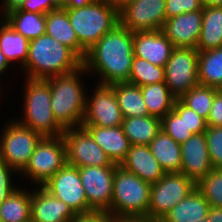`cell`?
Here are the masks:
<instances>
[{"mask_svg": "<svg viewBox=\"0 0 222 222\" xmlns=\"http://www.w3.org/2000/svg\"><path fill=\"white\" fill-rule=\"evenodd\" d=\"M217 92V88L199 84L189 90L179 100L207 120Z\"/></svg>", "mask_w": 222, "mask_h": 222, "instance_id": "cell-35", "label": "cell"}, {"mask_svg": "<svg viewBox=\"0 0 222 222\" xmlns=\"http://www.w3.org/2000/svg\"><path fill=\"white\" fill-rule=\"evenodd\" d=\"M203 7L222 6V0H202Z\"/></svg>", "mask_w": 222, "mask_h": 222, "instance_id": "cell-49", "label": "cell"}, {"mask_svg": "<svg viewBox=\"0 0 222 222\" xmlns=\"http://www.w3.org/2000/svg\"><path fill=\"white\" fill-rule=\"evenodd\" d=\"M115 9L118 11L123 8L128 3H131L134 0H107Z\"/></svg>", "mask_w": 222, "mask_h": 222, "instance_id": "cell-48", "label": "cell"}, {"mask_svg": "<svg viewBox=\"0 0 222 222\" xmlns=\"http://www.w3.org/2000/svg\"><path fill=\"white\" fill-rule=\"evenodd\" d=\"M195 188L196 184L184 174L166 173L151 184L148 219L160 221Z\"/></svg>", "mask_w": 222, "mask_h": 222, "instance_id": "cell-9", "label": "cell"}, {"mask_svg": "<svg viewBox=\"0 0 222 222\" xmlns=\"http://www.w3.org/2000/svg\"><path fill=\"white\" fill-rule=\"evenodd\" d=\"M196 188L211 207L222 208V169H212Z\"/></svg>", "mask_w": 222, "mask_h": 222, "instance_id": "cell-36", "label": "cell"}, {"mask_svg": "<svg viewBox=\"0 0 222 222\" xmlns=\"http://www.w3.org/2000/svg\"><path fill=\"white\" fill-rule=\"evenodd\" d=\"M151 184L120 165L113 177L111 216L119 219H148Z\"/></svg>", "mask_w": 222, "mask_h": 222, "instance_id": "cell-5", "label": "cell"}, {"mask_svg": "<svg viewBox=\"0 0 222 222\" xmlns=\"http://www.w3.org/2000/svg\"><path fill=\"white\" fill-rule=\"evenodd\" d=\"M45 33L85 59L87 50L79 43L65 9L57 8L46 14Z\"/></svg>", "mask_w": 222, "mask_h": 222, "instance_id": "cell-22", "label": "cell"}, {"mask_svg": "<svg viewBox=\"0 0 222 222\" xmlns=\"http://www.w3.org/2000/svg\"><path fill=\"white\" fill-rule=\"evenodd\" d=\"M65 164V143L62 135L42 137L19 177L26 185L32 182L31 187L43 186Z\"/></svg>", "mask_w": 222, "mask_h": 222, "instance_id": "cell-8", "label": "cell"}, {"mask_svg": "<svg viewBox=\"0 0 222 222\" xmlns=\"http://www.w3.org/2000/svg\"><path fill=\"white\" fill-rule=\"evenodd\" d=\"M11 66L12 65L7 61L4 53L0 49V89H2V91H4L6 88H2V87H4L3 86L4 83H3V81L1 82V79L5 81V79L7 77L6 75L8 74L7 70H9L11 68L12 70H10V71H13V69H15V67L13 68ZM3 74H6V75H3ZM3 76H5L4 77L5 79L2 78Z\"/></svg>", "mask_w": 222, "mask_h": 222, "instance_id": "cell-45", "label": "cell"}, {"mask_svg": "<svg viewBox=\"0 0 222 222\" xmlns=\"http://www.w3.org/2000/svg\"><path fill=\"white\" fill-rule=\"evenodd\" d=\"M199 51L190 47H174L165 64V84L176 99H180L198 81Z\"/></svg>", "mask_w": 222, "mask_h": 222, "instance_id": "cell-10", "label": "cell"}, {"mask_svg": "<svg viewBox=\"0 0 222 222\" xmlns=\"http://www.w3.org/2000/svg\"><path fill=\"white\" fill-rule=\"evenodd\" d=\"M23 2L24 0H0V17L19 9Z\"/></svg>", "mask_w": 222, "mask_h": 222, "instance_id": "cell-44", "label": "cell"}, {"mask_svg": "<svg viewBox=\"0 0 222 222\" xmlns=\"http://www.w3.org/2000/svg\"><path fill=\"white\" fill-rule=\"evenodd\" d=\"M120 166L150 184L158 182L166 174L147 145H130Z\"/></svg>", "mask_w": 222, "mask_h": 222, "instance_id": "cell-20", "label": "cell"}, {"mask_svg": "<svg viewBox=\"0 0 222 222\" xmlns=\"http://www.w3.org/2000/svg\"><path fill=\"white\" fill-rule=\"evenodd\" d=\"M211 208L202 193L195 188L174 206L159 222H200Z\"/></svg>", "mask_w": 222, "mask_h": 222, "instance_id": "cell-23", "label": "cell"}, {"mask_svg": "<svg viewBox=\"0 0 222 222\" xmlns=\"http://www.w3.org/2000/svg\"><path fill=\"white\" fill-rule=\"evenodd\" d=\"M19 176V173L15 169L0 158V204L6 200L17 188L22 186L23 183H21V180L19 182ZM15 181L21 185L15 184Z\"/></svg>", "mask_w": 222, "mask_h": 222, "instance_id": "cell-38", "label": "cell"}, {"mask_svg": "<svg viewBox=\"0 0 222 222\" xmlns=\"http://www.w3.org/2000/svg\"><path fill=\"white\" fill-rule=\"evenodd\" d=\"M203 9L202 0H166V20L185 12Z\"/></svg>", "mask_w": 222, "mask_h": 222, "instance_id": "cell-39", "label": "cell"}, {"mask_svg": "<svg viewBox=\"0 0 222 222\" xmlns=\"http://www.w3.org/2000/svg\"><path fill=\"white\" fill-rule=\"evenodd\" d=\"M133 57V33L118 24L87 50L83 66L96 84L128 82Z\"/></svg>", "mask_w": 222, "mask_h": 222, "instance_id": "cell-1", "label": "cell"}, {"mask_svg": "<svg viewBox=\"0 0 222 222\" xmlns=\"http://www.w3.org/2000/svg\"><path fill=\"white\" fill-rule=\"evenodd\" d=\"M9 116L0 129V158L19 174L29 160L42 136ZM12 118V119H11Z\"/></svg>", "mask_w": 222, "mask_h": 222, "instance_id": "cell-7", "label": "cell"}, {"mask_svg": "<svg viewBox=\"0 0 222 222\" xmlns=\"http://www.w3.org/2000/svg\"><path fill=\"white\" fill-rule=\"evenodd\" d=\"M115 92L123 118L149 115L141 87L128 82L109 85Z\"/></svg>", "mask_w": 222, "mask_h": 222, "instance_id": "cell-29", "label": "cell"}, {"mask_svg": "<svg viewBox=\"0 0 222 222\" xmlns=\"http://www.w3.org/2000/svg\"><path fill=\"white\" fill-rule=\"evenodd\" d=\"M57 8H62V0H51Z\"/></svg>", "mask_w": 222, "mask_h": 222, "instance_id": "cell-51", "label": "cell"}, {"mask_svg": "<svg viewBox=\"0 0 222 222\" xmlns=\"http://www.w3.org/2000/svg\"><path fill=\"white\" fill-rule=\"evenodd\" d=\"M114 218L106 212L76 214L70 222H112Z\"/></svg>", "mask_w": 222, "mask_h": 222, "instance_id": "cell-43", "label": "cell"}, {"mask_svg": "<svg viewBox=\"0 0 222 222\" xmlns=\"http://www.w3.org/2000/svg\"><path fill=\"white\" fill-rule=\"evenodd\" d=\"M43 187L57 199L65 202L75 214L94 212L88 205L87 196L76 166L66 163Z\"/></svg>", "mask_w": 222, "mask_h": 222, "instance_id": "cell-14", "label": "cell"}, {"mask_svg": "<svg viewBox=\"0 0 222 222\" xmlns=\"http://www.w3.org/2000/svg\"><path fill=\"white\" fill-rule=\"evenodd\" d=\"M5 92H6V91L3 92L2 90H0V99H1V101H2V102H1L2 104H3V99H2L1 97H2V96L7 97V96H5V94H7V93H5ZM2 93H4V95H3ZM1 95H2V96H1ZM1 103H0V104H1Z\"/></svg>", "mask_w": 222, "mask_h": 222, "instance_id": "cell-52", "label": "cell"}, {"mask_svg": "<svg viewBox=\"0 0 222 222\" xmlns=\"http://www.w3.org/2000/svg\"><path fill=\"white\" fill-rule=\"evenodd\" d=\"M118 165L85 166L78 168L88 205L95 212L111 215L113 177Z\"/></svg>", "mask_w": 222, "mask_h": 222, "instance_id": "cell-13", "label": "cell"}, {"mask_svg": "<svg viewBox=\"0 0 222 222\" xmlns=\"http://www.w3.org/2000/svg\"><path fill=\"white\" fill-rule=\"evenodd\" d=\"M222 47V6L203 7L200 37L196 46L199 52Z\"/></svg>", "mask_w": 222, "mask_h": 222, "instance_id": "cell-28", "label": "cell"}, {"mask_svg": "<svg viewBox=\"0 0 222 222\" xmlns=\"http://www.w3.org/2000/svg\"><path fill=\"white\" fill-rule=\"evenodd\" d=\"M204 133L212 168L222 169V126H208Z\"/></svg>", "mask_w": 222, "mask_h": 222, "instance_id": "cell-37", "label": "cell"}, {"mask_svg": "<svg viewBox=\"0 0 222 222\" xmlns=\"http://www.w3.org/2000/svg\"><path fill=\"white\" fill-rule=\"evenodd\" d=\"M75 215L65 202L57 199L43 186L31 187L32 222H70Z\"/></svg>", "mask_w": 222, "mask_h": 222, "instance_id": "cell-18", "label": "cell"}, {"mask_svg": "<svg viewBox=\"0 0 222 222\" xmlns=\"http://www.w3.org/2000/svg\"><path fill=\"white\" fill-rule=\"evenodd\" d=\"M124 134L130 145H149L161 130V119L154 116L124 118L122 122Z\"/></svg>", "mask_w": 222, "mask_h": 222, "instance_id": "cell-27", "label": "cell"}, {"mask_svg": "<svg viewBox=\"0 0 222 222\" xmlns=\"http://www.w3.org/2000/svg\"><path fill=\"white\" fill-rule=\"evenodd\" d=\"M208 126H222V94H215L211 110L207 118Z\"/></svg>", "mask_w": 222, "mask_h": 222, "instance_id": "cell-42", "label": "cell"}, {"mask_svg": "<svg viewBox=\"0 0 222 222\" xmlns=\"http://www.w3.org/2000/svg\"><path fill=\"white\" fill-rule=\"evenodd\" d=\"M200 222H209V219H208V217H206V218L201 219Z\"/></svg>", "mask_w": 222, "mask_h": 222, "instance_id": "cell-53", "label": "cell"}, {"mask_svg": "<svg viewBox=\"0 0 222 222\" xmlns=\"http://www.w3.org/2000/svg\"><path fill=\"white\" fill-rule=\"evenodd\" d=\"M89 88L86 94V109L82 125L100 127L122 126L124 118L114 90L109 85L96 83L91 86L92 90Z\"/></svg>", "mask_w": 222, "mask_h": 222, "instance_id": "cell-12", "label": "cell"}, {"mask_svg": "<svg viewBox=\"0 0 222 222\" xmlns=\"http://www.w3.org/2000/svg\"><path fill=\"white\" fill-rule=\"evenodd\" d=\"M197 70L200 85L219 89L222 86V47L199 52Z\"/></svg>", "mask_w": 222, "mask_h": 222, "instance_id": "cell-32", "label": "cell"}, {"mask_svg": "<svg viewBox=\"0 0 222 222\" xmlns=\"http://www.w3.org/2000/svg\"><path fill=\"white\" fill-rule=\"evenodd\" d=\"M94 141L103 149L112 163L120 165L125 159L130 143L122 126H84Z\"/></svg>", "mask_w": 222, "mask_h": 222, "instance_id": "cell-21", "label": "cell"}, {"mask_svg": "<svg viewBox=\"0 0 222 222\" xmlns=\"http://www.w3.org/2000/svg\"><path fill=\"white\" fill-rule=\"evenodd\" d=\"M173 49L162 29L133 33L134 56L153 65L165 67Z\"/></svg>", "mask_w": 222, "mask_h": 222, "instance_id": "cell-19", "label": "cell"}, {"mask_svg": "<svg viewBox=\"0 0 222 222\" xmlns=\"http://www.w3.org/2000/svg\"><path fill=\"white\" fill-rule=\"evenodd\" d=\"M24 79L22 83L23 93L22 108L16 117L20 124L33 129L42 137L61 136L64 128L57 122L51 108V90L46 79ZM18 116V117H17ZM20 117V118H19Z\"/></svg>", "mask_w": 222, "mask_h": 222, "instance_id": "cell-4", "label": "cell"}, {"mask_svg": "<svg viewBox=\"0 0 222 222\" xmlns=\"http://www.w3.org/2000/svg\"><path fill=\"white\" fill-rule=\"evenodd\" d=\"M57 7L51 0H24L21 7L17 10L27 11L31 13L48 14Z\"/></svg>", "mask_w": 222, "mask_h": 222, "instance_id": "cell-41", "label": "cell"}, {"mask_svg": "<svg viewBox=\"0 0 222 222\" xmlns=\"http://www.w3.org/2000/svg\"><path fill=\"white\" fill-rule=\"evenodd\" d=\"M112 222H125V219L113 220Z\"/></svg>", "mask_w": 222, "mask_h": 222, "instance_id": "cell-54", "label": "cell"}, {"mask_svg": "<svg viewBox=\"0 0 222 222\" xmlns=\"http://www.w3.org/2000/svg\"><path fill=\"white\" fill-rule=\"evenodd\" d=\"M218 91L222 94V86L218 89Z\"/></svg>", "mask_w": 222, "mask_h": 222, "instance_id": "cell-55", "label": "cell"}, {"mask_svg": "<svg viewBox=\"0 0 222 222\" xmlns=\"http://www.w3.org/2000/svg\"><path fill=\"white\" fill-rule=\"evenodd\" d=\"M207 217L209 222H222V208L211 207Z\"/></svg>", "mask_w": 222, "mask_h": 222, "instance_id": "cell-47", "label": "cell"}, {"mask_svg": "<svg viewBox=\"0 0 222 222\" xmlns=\"http://www.w3.org/2000/svg\"><path fill=\"white\" fill-rule=\"evenodd\" d=\"M83 77H90L84 66L68 74L46 78L51 90L53 115L64 129L82 125L88 91Z\"/></svg>", "mask_w": 222, "mask_h": 222, "instance_id": "cell-3", "label": "cell"}, {"mask_svg": "<svg viewBox=\"0 0 222 222\" xmlns=\"http://www.w3.org/2000/svg\"><path fill=\"white\" fill-rule=\"evenodd\" d=\"M180 146L181 173L197 185L213 169L208 155L205 133L193 134Z\"/></svg>", "mask_w": 222, "mask_h": 222, "instance_id": "cell-16", "label": "cell"}, {"mask_svg": "<svg viewBox=\"0 0 222 222\" xmlns=\"http://www.w3.org/2000/svg\"><path fill=\"white\" fill-rule=\"evenodd\" d=\"M82 66L83 60L73 50L45 33L30 40L26 63L18 72L25 78L46 79L71 73Z\"/></svg>", "mask_w": 222, "mask_h": 222, "instance_id": "cell-2", "label": "cell"}, {"mask_svg": "<svg viewBox=\"0 0 222 222\" xmlns=\"http://www.w3.org/2000/svg\"><path fill=\"white\" fill-rule=\"evenodd\" d=\"M24 185L0 204V222L31 221V189Z\"/></svg>", "mask_w": 222, "mask_h": 222, "instance_id": "cell-26", "label": "cell"}, {"mask_svg": "<svg viewBox=\"0 0 222 222\" xmlns=\"http://www.w3.org/2000/svg\"><path fill=\"white\" fill-rule=\"evenodd\" d=\"M203 19V9L185 12L165 21L163 33L174 47L196 49Z\"/></svg>", "mask_w": 222, "mask_h": 222, "instance_id": "cell-17", "label": "cell"}, {"mask_svg": "<svg viewBox=\"0 0 222 222\" xmlns=\"http://www.w3.org/2000/svg\"><path fill=\"white\" fill-rule=\"evenodd\" d=\"M79 43L88 50L119 24V11L107 0H94L81 8H66Z\"/></svg>", "mask_w": 222, "mask_h": 222, "instance_id": "cell-6", "label": "cell"}, {"mask_svg": "<svg viewBox=\"0 0 222 222\" xmlns=\"http://www.w3.org/2000/svg\"><path fill=\"white\" fill-rule=\"evenodd\" d=\"M62 138L65 143L66 163L78 168L112 164L83 125L66 128Z\"/></svg>", "mask_w": 222, "mask_h": 222, "instance_id": "cell-11", "label": "cell"}, {"mask_svg": "<svg viewBox=\"0 0 222 222\" xmlns=\"http://www.w3.org/2000/svg\"><path fill=\"white\" fill-rule=\"evenodd\" d=\"M141 93L150 116L162 119L173 110L176 98L165 82L142 86Z\"/></svg>", "mask_w": 222, "mask_h": 222, "instance_id": "cell-30", "label": "cell"}, {"mask_svg": "<svg viewBox=\"0 0 222 222\" xmlns=\"http://www.w3.org/2000/svg\"><path fill=\"white\" fill-rule=\"evenodd\" d=\"M160 82H165V67L153 65L139 57H133L128 83L142 87Z\"/></svg>", "mask_w": 222, "mask_h": 222, "instance_id": "cell-34", "label": "cell"}, {"mask_svg": "<svg viewBox=\"0 0 222 222\" xmlns=\"http://www.w3.org/2000/svg\"><path fill=\"white\" fill-rule=\"evenodd\" d=\"M93 1L94 0H62V9L85 7Z\"/></svg>", "mask_w": 222, "mask_h": 222, "instance_id": "cell-46", "label": "cell"}, {"mask_svg": "<svg viewBox=\"0 0 222 222\" xmlns=\"http://www.w3.org/2000/svg\"><path fill=\"white\" fill-rule=\"evenodd\" d=\"M29 40L16 32L3 18L0 20V49L7 61L19 71L28 57ZM16 62V63H15Z\"/></svg>", "mask_w": 222, "mask_h": 222, "instance_id": "cell-24", "label": "cell"}, {"mask_svg": "<svg viewBox=\"0 0 222 222\" xmlns=\"http://www.w3.org/2000/svg\"><path fill=\"white\" fill-rule=\"evenodd\" d=\"M3 19L29 41L45 34V14L14 10L6 14Z\"/></svg>", "mask_w": 222, "mask_h": 222, "instance_id": "cell-31", "label": "cell"}, {"mask_svg": "<svg viewBox=\"0 0 222 222\" xmlns=\"http://www.w3.org/2000/svg\"><path fill=\"white\" fill-rule=\"evenodd\" d=\"M166 0H134L119 10V24L132 33L162 29Z\"/></svg>", "mask_w": 222, "mask_h": 222, "instance_id": "cell-15", "label": "cell"}, {"mask_svg": "<svg viewBox=\"0 0 222 222\" xmlns=\"http://www.w3.org/2000/svg\"><path fill=\"white\" fill-rule=\"evenodd\" d=\"M148 146L165 173H181V146L172 137L160 130Z\"/></svg>", "mask_w": 222, "mask_h": 222, "instance_id": "cell-25", "label": "cell"}, {"mask_svg": "<svg viewBox=\"0 0 222 222\" xmlns=\"http://www.w3.org/2000/svg\"><path fill=\"white\" fill-rule=\"evenodd\" d=\"M125 222H159V221L145 219V218H136V219H125Z\"/></svg>", "mask_w": 222, "mask_h": 222, "instance_id": "cell-50", "label": "cell"}, {"mask_svg": "<svg viewBox=\"0 0 222 222\" xmlns=\"http://www.w3.org/2000/svg\"><path fill=\"white\" fill-rule=\"evenodd\" d=\"M185 123L193 134L203 133L208 127L207 120L187 106H185Z\"/></svg>", "mask_w": 222, "mask_h": 222, "instance_id": "cell-40", "label": "cell"}, {"mask_svg": "<svg viewBox=\"0 0 222 222\" xmlns=\"http://www.w3.org/2000/svg\"><path fill=\"white\" fill-rule=\"evenodd\" d=\"M161 130L179 144L193 135L185 123V105L179 99H176L173 110L161 119Z\"/></svg>", "mask_w": 222, "mask_h": 222, "instance_id": "cell-33", "label": "cell"}]
</instances>
